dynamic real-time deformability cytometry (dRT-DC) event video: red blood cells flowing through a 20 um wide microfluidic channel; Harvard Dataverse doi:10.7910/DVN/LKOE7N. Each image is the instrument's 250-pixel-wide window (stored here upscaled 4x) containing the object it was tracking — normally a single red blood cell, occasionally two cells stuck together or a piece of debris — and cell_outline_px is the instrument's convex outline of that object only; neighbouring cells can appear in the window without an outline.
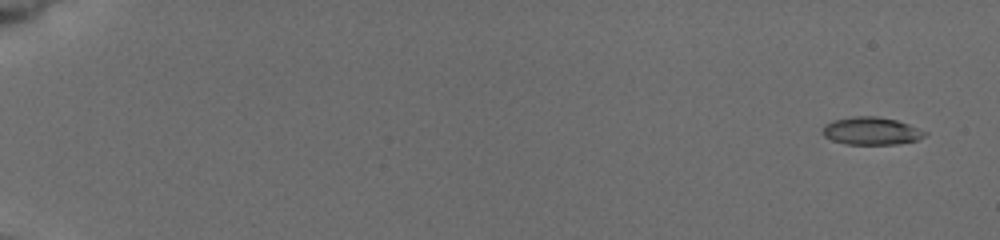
{"species": "common noctule bat (a hibernating species)", "species_latin": "Nyctalus noctula", "temperature_condition": "cold", "stored_images_in_passage": 36, "camera_frame_rate_fps": 3000, "um_per_image_px": 0.085, "animal": {"sex": "female", "body_mass_g": 19.5, "forearm_length_mm": 54.1}, "frame": {"image": 1, "passage_image": 2, "time_ms": 0.667, "image_size_px": [1000, 240], "cell_outline_px": [[928, 132], [924, 136], [916, 140], [896, 144], [848, 144], [832, 140], [824, 136], [824, 124], [832, 120], [852, 116], [876, 116], [896, 120], [908, 124]], "centroid_in_image_um": [74.05, 11.12], "position_along_channel_um": 10.9, "area_um2": 16.36}}
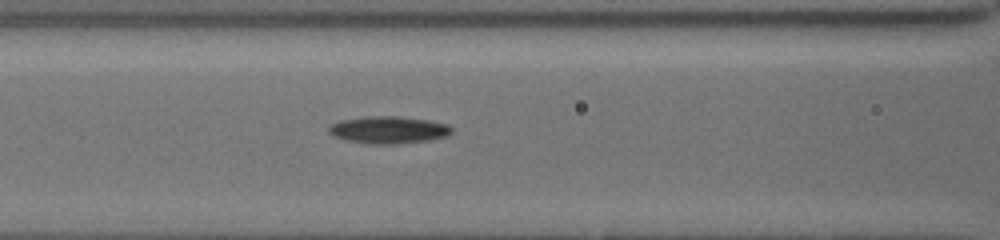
{"frame": {"image": 2, "passage_image": 25, "time_ms": 8.667, "image_size_px": [1000, 240], "cell_outline_px": [[452, 132], [448, 136], [428, 140], [396, 144], [364, 144], [344, 140], [332, 136], [328, 132], [328, 128], [332, 124], [340, 120], [364, 116], [396, 116], [428, 120], [448, 124], [452, 128]], "centroid_in_image_um": [32.99, 11.05], "position_along_channel_um": 133.6, "area_um2": 19.77}}
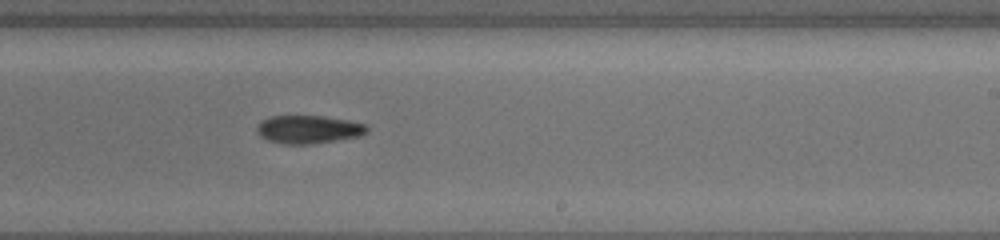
{"frame": {"image": 3, "passage_image": 35, "time_ms": 12.0, "image_size_px": [1000, 240], "cell_outline_px": [[368, 132], [360, 136], [312, 144], [280, 144], [268, 140], [260, 136], [256, 132], [256, 128], [260, 120], [272, 116], [324, 116], [348, 120], [368, 124]], "centroid_in_image_um": [26.22, 11.0], "position_along_channel_um": 262.8, "area_um2": 18.26}}